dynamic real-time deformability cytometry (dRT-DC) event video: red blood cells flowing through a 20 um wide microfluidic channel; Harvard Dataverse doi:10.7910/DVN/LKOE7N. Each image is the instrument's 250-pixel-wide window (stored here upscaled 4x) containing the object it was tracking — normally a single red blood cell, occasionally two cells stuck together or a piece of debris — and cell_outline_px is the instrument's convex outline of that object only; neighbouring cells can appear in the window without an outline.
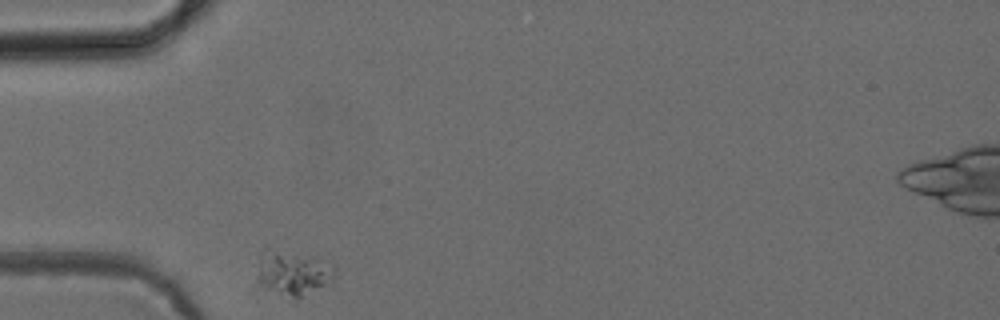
{"species": "common noctule bat (a hibernating species)", "species_latin": "Nyctalus noctula", "temperature_condition": "cold", "stored_images_in_passage": 18, "camera_frame_rate_fps": 3000, "um_per_image_px": 0.085, "animal": {"sex": "female", "body_mass_g": 24.6, "forearm_length_mm": 56.2}, "frame": {"image": 1, "passage_image": 1, "time_ms": 0.0, "image_size_px": [1000, 320], "cell_outline_px": [[332, 276], [324, 284], [296, 304], [292, 304], [248, 288], [260, 260], [268, 248], [316, 260], [332, 272]], "centroid_in_image_um": [24.52, 23.48], "position_along_channel_um": 60.5, "area_um2": 21.27}}
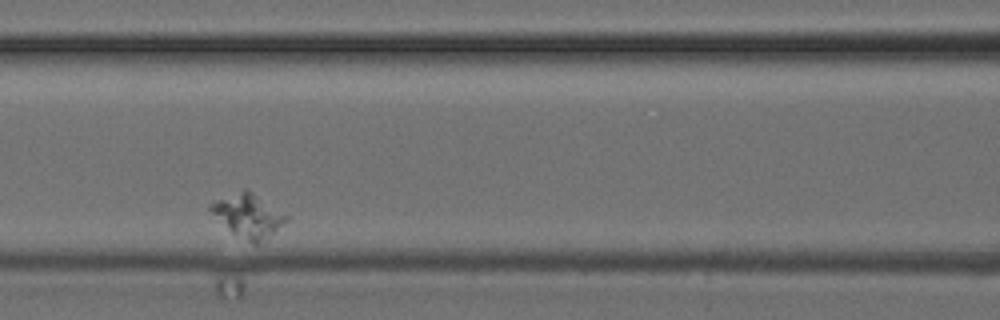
{"frame": {"image": 2, "passage_image": 10, "time_ms": 3.0, "image_size_px": [1000, 320], "cell_outline_px": [[288, 220], [260, 244], [252, 244], [232, 232], [208, 212], [208, 204], [216, 200], [244, 188], [252, 192], [288, 216]], "centroid_in_image_um": [21.05, 18.34], "position_along_channel_um": 145.5, "area_um2": 18.96}}
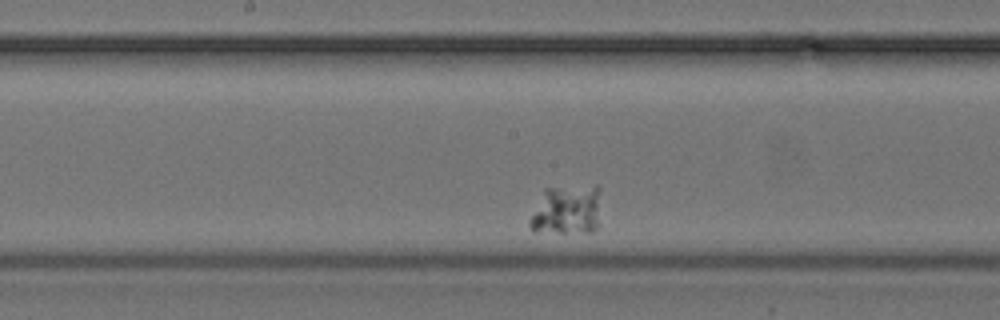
{"frame": {"image": 3, "passage_image": 15, "time_ms": 4.667, "image_size_px": [1000, 320], "cell_outline_px": [[600, 228], [592, 232], [532, 232], [528, 224], [528, 220], [544, 188], [596, 184], [600, 188]], "centroid_in_image_um": [48.21, 17.84], "position_along_channel_um": 200.0, "area_um2": 21.62}}